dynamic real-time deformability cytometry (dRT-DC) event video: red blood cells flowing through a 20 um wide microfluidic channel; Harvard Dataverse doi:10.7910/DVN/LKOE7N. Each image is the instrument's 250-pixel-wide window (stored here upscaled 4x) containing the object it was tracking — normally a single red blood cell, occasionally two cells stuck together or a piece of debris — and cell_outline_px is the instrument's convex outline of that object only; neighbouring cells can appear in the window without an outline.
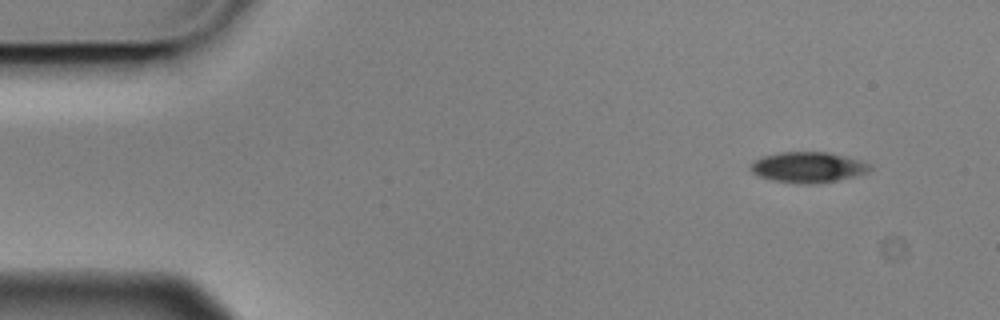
{"species": "Egyptian fruit bat (a non-hibernating species)", "species_latin": "Rousettus aegyptiacus", "temperature_condition": "cold", "stored_images_in_passage": 4, "camera_frame_rate_fps": 3000, "um_per_image_px": 0.085, "animal": {"sex": "male"}, "frame": {"image": 1, "passage_image": 1, "time_ms": 0.0, "image_size_px": [1000, 320], "cell_outline_px": [[872, 168], [868, 172], [820, 184], [800, 184], [772, 180], [760, 176], [752, 172], [748, 168], [752, 160], [760, 156], [780, 152], [828, 152], [864, 160], [872, 164]], "centroid_in_image_um": [68.67, 14.21], "position_along_channel_um": 16.3, "area_um2": 21.68}}